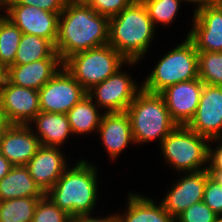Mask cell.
<instances>
[{
    "label": "cell",
    "instance_id": "cell-1",
    "mask_svg": "<svg viewBox=\"0 0 222 222\" xmlns=\"http://www.w3.org/2000/svg\"><path fill=\"white\" fill-rule=\"evenodd\" d=\"M109 17L89 5L68 0L60 13L55 51L64 62L71 55L108 44Z\"/></svg>",
    "mask_w": 222,
    "mask_h": 222
},
{
    "label": "cell",
    "instance_id": "cell-2",
    "mask_svg": "<svg viewBox=\"0 0 222 222\" xmlns=\"http://www.w3.org/2000/svg\"><path fill=\"white\" fill-rule=\"evenodd\" d=\"M155 26L141 0H134L109 19L108 44L127 61H139L154 38Z\"/></svg>",
    "mask_w": 222,
    "mask_h": 222
},
{
    "label": "cell",
    "instance_id": "cell-3",
    "mask_svg": "<svg viewBox=\"0 0 222 222\" xmlns=\"http://www.w3.org/2000/svg\"><path fill=\"white\" fill-rule=\"evenodd\" d=\"M97 174L96 165L83 158L68 167L45 195L71 217L92 214L98 199Z\"/></svg>",
    "mask_w": 222,
    "mask_h": 222
},
{
    "label": "cell",
    "instance_id": "cell-4",
    "mask_svg": "<svg viewBox=\"0 0 222 222\" xmlns=\"http://www.w3.org/2000/svg\"><path fill=\"white\" fill-rule=\"evenodd\" d=\"M126 112L129 115L134 142L162 140L177 126L172 120L166 102L160 93L141 89Z\"/></svg>",
    "mask_w": 222,
    "mask_h": 222
},
{
    "label": "cell",
    "instance_id": "cell-5",
    "mask_svg": "<svg viewBox=\"0 0 222 222\" xmlns=\"http://www.w3.org/2000/svg\"><path fill=\"white\" fill-rule=\"evenodd\" d=\"M184 42L165 53L142 83V89L161 93L167 87L199 78L198 51L186 36Z\"/></svg>",
    "mask_w": 222,
    "mask_h": 222
},
{
    "label": "cell",
    "instance_id": "cell-6",
    "mask_svg": "<svg viewBox=\"0 0 222 222\" xmlns=\"http://www.w3.org/2000/svg\"><path fill=\"white\" fill-rule=\"evenodd\" d=\"M138 61H127L109 44L91 48L71 55L63 62L65 69L86 90L103 82L125 65Z\"/></svg>",
    "mask_w": 222,
    "mask_h": 222
},
{
    "label": "cell",
    "instance_id": "cell-7",
    "mask_svg": "<svg viewBox=\"0 0 222 222\" xmlns=\"http://www.w3.org/2000/svg\"><path fill=\"white\" fill-rule=\"evenodd\" d=\"M209 142L188 126L177 125L162 140L160 149L165 161L177 172H196L208 169Z\"/></svg>",
    "mask_w": 222,
    "mask_h": 222
},
{
    "label": "cell",
    "instance_id": "cell-8",
    "mask_svg": "<svg viewBox=\"0 0 222 222\" xmlns=\"http://www.w3.org/2000/svg\"><path fill=\"white\" fill-rule=\"evenodd\" d=\"M137 84L128 73L121 72L120 68L103 82L94 85L87 91V95L94 100L99 109H105L104 112H123L142 89Z\"/></svg>",
    "mask_w": 222,
    "mask_h": 222
},
{
    "label": "cell",
    "instance_id": "cell-9",
    "mask_svg": "<svg viewBox=\"0 0 222 222\" xmlns=\"http://www.w3.org/2000/svg\"><path fill=\"white\" fill-rule=\"evenodd\" d=\"M39 91L40 111L66 114L87 91L63 66Z\"/></svg>",
    "mask_w": 222,
    "mask_h": 222
},
{
    "label": "cell",
    "instance_id": "cell-10",
    "mask_svg": "<svg viewBox=\"0 0 222 222\" xmlns=\"http://www.w3.org/2000/svg\"><path fill=\"white\" fill-rule=\"evenodd\" d=\"M6 17L22 33L43 37L55 46L60 13H51L36 6L7 4Z\"/></svg>",
    "mask_w": 222,
    "mask_h": 222
},
{
    "label": "cell",
    "instance_id": "cell-11",
    "mask_svg": "<svg viewBox=\"0 0 222 222\" xmlns=\"http://www.w3.org/2000/svg\"><path fill=\"white\" fill-rule=\"evenodd\" d=\"M187 126L209 140L222 138V86L203 85L196 113Z\"/></svg>",
    "mask_w": 222,
    "mask_h": 222
},
{
    "label": "cell",
    "instance_id": "cell-12",
    "mask_svg": "<svg viewBox=\"0 0 222 222\" xmlns=\"http://www.w3.org/2000/svg\"><path fill=\"white\" fill-rule=\"evenodd\" d=\"M0 110L7 124L28 125L40 112L39 91L7 81L0 93Z\"/></svg>",
    "mask_w": 222,
    "mask_h": 222
},
{
    "label": "cell",
    "instance_id": "cell-13",
    "mask_svg": "<svg viewBox=\"0 0 222 222\" xmlns=\"http://www.w3.org/2000/svg\"><path fill=\"white\" fill-rule=\"evenodd\" d=\"M184 175L171 186L161 202L163 208L174 218L192 204L203 200L206 181L210 176L208 169Z\"/></svg>",
    "mask_w": 222,
    "mask_h": 222
},
{
    "label": "cell",
    "instance_id": "cell-14",
    "mask_svg": "<svg viewBox=\"0 0 222 222\" xmlns=\"http://www.w3.org/2000/svg\"><path fill=\"white\" fill-rule=\"evenodd\" d=\"M187 37L197 51L222 52V3L195 12Z\"/></svg>",
    "mask_w": 222,
    "mask_h": 222
},
{
    "label": "cell",
    "instance_id": "cell-15",
    "mask_svg": "<svg viewBox=\"0 0 222 222\" xmlns=\"http://www.w3.org/2000/svg\"><path fill=\"white\" fill-rule=\"evenodd\" d=\"M204 83L199 79L180 82L167 87L163 96L172 120L177 125L187 126L193 119Z\"/></svg>",
    "mask_w": 222,
    "mask_h": 222
},
{
    "label": "cell",
    "instance_id": "cell-16",
    "mask_svg": "<svg viewBox=\"0 0 222 222\" xmlns=\"http://www.w3.org/2000/svg\"><path fill=\"white\" fill-rule=\"evenodd\" d=\"M40 146L29 125L7 124L0 135V153L13 166H26Z\"/></svg>",
    "mask_w": 222,
    "mask_h": 222
},
{
    "label": "cell",
    "instance_id": "cell-17",
    "mask_svg": "<svg viewBox=\"0 0 222 222\" xmlns=\"http://www.w3.org/2000/svg\"><path fill=\"white\" fill-rule=\"evenodd\" d=\"M59 147L40 146L26 165L30 175L46 194L69 167Z\"/></svg>",
    "mask_w": 222,
    "mask_h": 222
},
{
    "label": "cell",
    "instance_id": "cell-18",
    "mask_svg": "<svg viewBox=\"0 0 222 222\" xmlns=\"http://www.w3.org/2000/svg\"><path fill=\"white\" fill-rule=\"evenodd\" d=\"M62 67L63 61L55 51L47 59L9 66L8 81L20 87L40 90Z\"/></svg>",
    "mask_w": 222,
    "mask_h": 222
},
{
    "label": "cell",
    "instance_id": "cell-19",
    "mask_svg": "<svg viewBox=\"0 0 222 222\" xmlns=\"http://www.w3.org/2000/svg\"><path fill=\"white\" fill-rule=\"evenodd\" d=\"M97 133L111 159L117 158L128 144H135L126 111L104 112Z\"/></svg>",
    "mask_w": 222,
    "mask_h": 222
},
{
    "label": "cell",
    "instance_id": "cell-20",
    "mask_svg": "<svg viewBox=\"0 0 222 222\" xmlns=\"http://www.w3.org/2000/svg\"><path fill=\"white\" fill-rule=\"evenodd\" d=\"M37 131L32 132L39 138L42 146L63 147L62 145L72 133L66 114L40 111L31 121Z\"/></svg>",
    "mask_w": 222,
    "mask_h": 222
},
{
    "label": "cell",
    "instance_id": "cell-21",
    "mask_svg": "<svg viewBox=\"0 0 222 222\" xmlns=\"http://www.w3.org/2000/svg\"><path fill=\"white\" fill-rule=\"evenodd\" d=\"M127 211L125 214H117L118 222H175L162 206L150 197L139 195V193H128Z\"/></svg>",
    "mask_w": 222,
    "mask_h": 222
},
{
    "label": "cell",
    "instance_id": "cell-22",
    "mask_svg": "<svg viewBox=\"0 0 222 222\" xmlns=\"http://www.w3.org/2000/svg\"><path fill=\"white\" fill-rule=\"evenodd\" d=\"M45 193L30 175L27 166H13L0 180V201L22 198L43 197Z\"/></svg>",
    "mask_w": 222,
    "mask_h": 222
},
{
    "label": "cell",
    "instance_id": "cell-23",
    "mask_svg": "<svg viewBox=\"0 0 222 222\" xmlns=\"http://www.w3.org/2000/svg\"><path fill=\"white\" fill-rule=\"evenodd\" d=\"M98 105L88 96H84L67 113L72 134L82 135L98 131L103 114Z\"/></svg>",
    "mask_w": 222,
    "mask_h": 222
},
{
    "label": "cell",
    "instance_id": "cell-24",
    "mask_svg": "<svg viewBox=\"0 0 222 222\" xmlns=\"http://www.w3.org/2000/svg\"><path fill=\"white\" fill-rule=\"evenodd\" d=\"M55 52V46L47 39L32 34L21 37L13 65L28 64L49 58Z\"/></svg>",
    "mask_w": 222,
    "mask_h": 222
},
{
    "label": "cell",
    "instance_id": "cell-25",
    "mask_svg": "<svg viewBox=\"0 0 222 222\" xmlns=\"http://www.w3.org/2000/svg\"><path fill=\"white\" fill-rule=\"evenodd\" d=\"M41 197H22L0 201V222H32Z\"/></svg>",
    "mask_w": 222,
    "mask_h": 222
},
{
    "label": "cell",
    "instance_id": "cell-26",
    "mask_svg": "<svg viewBox=\"0 0 222 222\" xmlns=\"http://www.w3.org/2000/svg\"><path fill=\"white\" fill-rule=\"evenodd\" d=\"M22 35V31L9 18H0V62L7 67L14 64Z\"/></svg>",
    "mask_w": 222,
    "mask_h": 222
},
{
    "label": "cell",
    "instance_id": "cell-27",
    "mask_svg": "<svg viewBox=\"0 0 222 222\" xmlns=\"http://www.w3.org/2000/svg\"><path fill=\"white\" fill-rule=\"evenodd\" d=\"M198 76L204 84L222 86V52L198 51Z\"/></svg>",
    "mask_w": 222,
    "mask_h": 222
},
{
    "label": "cell",
    "instance_id": "cell-28",
    "mask_svg": "<svg viewBox=\"0 0 222 222\" xmlns=\"http://www.w3.org/2000/svg\"><path fill=\"white\" fill-rule=\"evenodd\" d=\"M154 26L157 23L171 24L176 18L181 1L183 0H141Z\"/></svg>",
    "mask_w": 222,
    "mask_h": 222
},
{
    "label": "cell",
    "instance_id": "cell-29",
    "mask_svg": "<svg viewBox=\"0 0 222 222\" xmlns=\"http://www.w3.org/2000/svg\"><path fill=\"white\" fill-rule=\"evenodd\" d=\"M71 219L70 215L44 195L37 203L32 222H71Z\"/></svg>",
    "mask_w": 222,
    "mask_h": 222
},
{
    "label": "cell",
    "instance_id": "cell-30",
    "mask_svg": "<svg viewBox=\"0 0 222 222\" xmlns=\"http://www.w3.org/2000/svg\"><path fill=\"white\" fill-rule=\"evenodd\" d=\"M218 215L203 201L192 204L180 213L175 222H214Z\"/></svg>",
    "mask_w": 222,
    "mask_h": 222
},
{
    "label": "cell",
    "instance_id": "cell-31",
    "mask_svg": "<svg viewBox=\"0 0 222 222\" xmlns=\"http://www.w3.org/2000/svg\"><path fill=\"white\" fill-rule=\"evenodd\" d=\"M77 1L89 5L95 12L110 18L119 14L134 0H77Z\"/></svg>",
    "mask_w": 222,
    "mask_h": 222
},
{
    "label": "cell",
    "instance_id": "cell-32",
    "mask_svg": "<svg viewBox=\"0 0 222 222\" xmlns=\"http://www.w3.org/2000/svg\"><path fill=\"white\" fill-rule=\"evenodd\" d=\"M202 201L218 216H222V185L210 176L206 181Z\"/></svg>",
    "mask_w": 222,
    "mask_h": 222
},
{
    "label": "cell",
    "instance_id": "cell-33",
    "mask_svg": "<svg viewBox=\"0 0 222 222\" xmlns=\"http://www.w3.org/2000/svg\"><path fill=\"white\" fill-rule=\"evenodd\" d=\"M68 0H7V4L36 6L51 13H61Z\"/></svg>",
    "mask_w": 222,
    "mask_h": 222
},
{
    "label": "cell",
    "instance_id": "cell-34",
    "mask_svg": "<svg viewBox=\"0 0 222 222\" xmlns=\"http://www.w3.org/2000/svg\"><path fill=\"white\" fill-rule=\"evenodd\" d=\"M221 142L219 146L212 149L209 146V155H208V170H221L222 171V138L221 139H211V142Z\"/></svg>",
    "mask_w": 222,
    "mask_h": 222
},
{
    "label": "cell",
    "instance_id": "cell-35",
    "mask_svg": "<svg viewBox=\"0 0 222 222\" xmlns=\"http://www.w3.org/2000/svg\"><path fill=\"white\" fill-rule=\"evenodd\" d=\"M71 222H118V219L117 214L105 216L103 218H95V216L92 217L90 214H83L72 217Z\"/></svg>",
    "mask_w": 222,
    "mask_h": 222
},
{
    "label": "cell",
    "instance_id": "cell-36",
    "mask_svg": "<svg viewBox=\"0 0 222 222\" xmlns=\"http://www.w3.org/2000/svg\"><path fill=\"white\" fill-rule=\"evenodd\" d=\"M183 1H186V2H189V3L190 2L191 3H193V2L196 3L197 7H195L194 13L199 11L202 8L221 3V0H183Z\"/></svg>",
    "mask_w": 222,
    "mask_h": 222
},
{
    "label": "cell",
    "instance_id": "cell-37",
    "mask_svg": "<svg viewBox=\"0 0 222 222\" xmlns=\"http://www.w3.org/2000/svg\"><path fill=\"white\" fill-rule=\"evenodd\" d=\"M13 165L0 153V180L7 175Z\"/></svg>",
    "mask_w": 222,
    "mask_h": 222
},
{
    "label": "cell",
    "instance_id": "cell-38",
    "mask_svg": "<svg viewBox=\"0 0 222 222\" xmlns=\"http://www.w3.org/2000/svg\"><path fill=\"white\" fill-rule=\"evenodd\" d=\"M8 81V67L0 62V93Z\"/></svg>",
    "mask_w": 222,
    "mask_h": 222
},
{
    "label": "cell",
    "instance_id": "cell-39",
    "mask_svg": "<svg viewBox=\"0 0 222 222\" xmlns=\"http://www.w3.org/2000/svg\"><path fill=\"white\" fill-rule=\"evenodd\" d=\"M209 175L212 179H214L217 183L222 185V171L221 170H208Z\"/></svg>",
    "mask_w": 222,
    "mask_h": 222
},
{
    "label": "cell",
    "instance_id": "cell-40",
    "mask_svg": "<svg viewBox=\"0 0 222 222\" xmlns=\"http://www.w3.org/2000/svg\"><path fill=\"white\" fill-rule=\"evenodd\" d=\"M7 125L4 117H3V114L0 110V135H1V132L3 131V129L5 128V126Z\"/></svg>",
    "mask_w": 222,
    "mask_h": 222
},
{
    "label": "cell",
    "instance_id": "cell-41",
    "mask_svg": "<svg viewBox=\"0 0 222 222\" xmlns=\"http://www.w3.org/2000/svg\"><path fill=\"white\" fill-rule=\"evenodd\" d=\"M2 7H3V10H5L4 12L7 13V0H0V10H2ZM5 16L6 15L0 14V18L5 17Z\"/></svg>",
    "mask_w": 222,
    "mask_h": 222
},
{
    "label": "cell",
    "instance_id": "cell-42",
    "mask_svg": "<svg viewBox=\"0 0 222 222\" xmlns=\"http://www.w3.org/2000/svg\"><path fill=\"white\" fill-rule=\"evenodd\" d=\"M214 222H222V216H218Z\"/></svg>",
    "mask_w": 222,
    "mask_h": 222
}]
</instances>
